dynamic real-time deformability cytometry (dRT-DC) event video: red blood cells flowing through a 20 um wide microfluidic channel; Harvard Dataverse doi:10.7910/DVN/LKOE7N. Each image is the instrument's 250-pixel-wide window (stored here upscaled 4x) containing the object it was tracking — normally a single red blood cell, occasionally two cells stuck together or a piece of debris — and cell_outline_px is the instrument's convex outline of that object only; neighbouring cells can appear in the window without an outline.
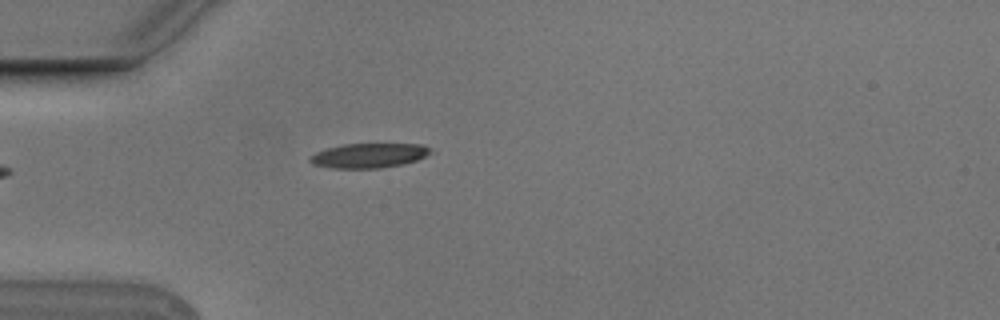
{"species": "Egyptian fruit bat (a non-hibernating species)", "species_latin": "Rousettus aegyptiacus", "temperature_condition": "cold", "stored_images_in_passage": 5, "camera_frame_rate_fps": 3000, "um_per_image_px": 0.085, "animal": {"sex": "male"}, "frame": {"image": 1, "passage_image": 5, "time_ms": 1.333, "image_size_px": [1000, 320], "cell_outline_px": [[428, 152], [424, 156], [416, 160], [400, 164], [380, 168], [332, 168], [312, 164], [308, 160], [316, 152], [328, 148], [344, 144], [424, 144], [428, 148]], "centroid_in_image_um": [31.3, 13.22], "position_along_channel_um": 53.7, "area_um2": 16.88}}